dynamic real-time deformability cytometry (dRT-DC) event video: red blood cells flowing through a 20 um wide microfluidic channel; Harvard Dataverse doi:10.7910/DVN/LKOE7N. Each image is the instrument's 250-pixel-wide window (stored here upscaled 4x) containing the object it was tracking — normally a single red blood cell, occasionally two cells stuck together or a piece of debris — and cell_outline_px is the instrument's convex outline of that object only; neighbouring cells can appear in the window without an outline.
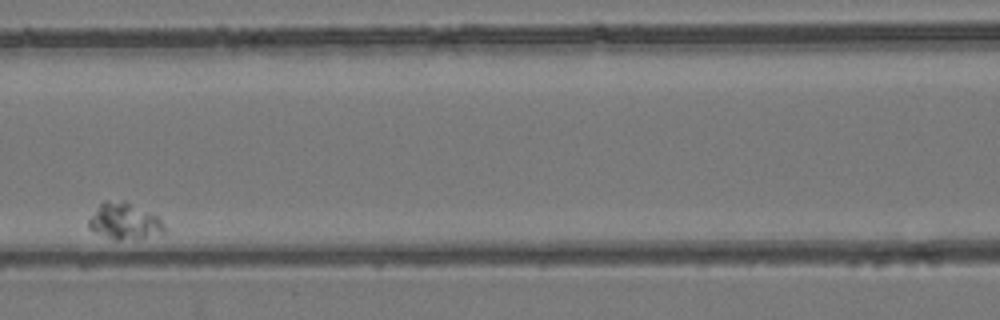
{"species": "common noctule bat (a hibernating species)", "species_latin": "Nyctalus noctula", "temperature_condition": "room temperature", "stored_images_in_passage": 6, "camera_frame_rate_fps": 3000, "um_per_image_px": 0.085, "animal": {"sex": "female", "body_mass_g": 24.6, "forearm_length_mm": 56.2}, "frame": {"image": 1, "passage_image": 4, "time_ms": 3.667, "image_size_px": [1000, 320], "cell_outline_px": [[164, 232], [144, 236], [120, 240], [116, 240], [96, 232], [88, 228], [88, 220], [100, 204], [104, 200], [124, 200], [156, 216], [164, 224]], "centroid_in_image_um": [10.52, 18.77], "position_along_channel_um": 156.1, "area_um2": 15.49}}
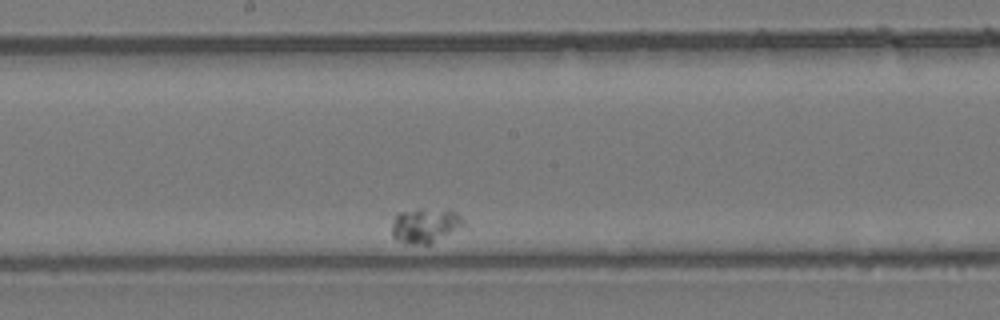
{"frame": {"image": 2, "passage_image": 6, "time_ms": 5.667, "image_size_px": [1000, 320], "cell_outline_px": [[464, 224], [432, 244], [408, 244], [392, 236], [392, 224], [396, 212], [420, 208], [456, 212], [464, 220]], "centroid_in_image_um": [36.09, 19.16], "position_along_channel_um": 212.1, "area_um2": 14.33}}